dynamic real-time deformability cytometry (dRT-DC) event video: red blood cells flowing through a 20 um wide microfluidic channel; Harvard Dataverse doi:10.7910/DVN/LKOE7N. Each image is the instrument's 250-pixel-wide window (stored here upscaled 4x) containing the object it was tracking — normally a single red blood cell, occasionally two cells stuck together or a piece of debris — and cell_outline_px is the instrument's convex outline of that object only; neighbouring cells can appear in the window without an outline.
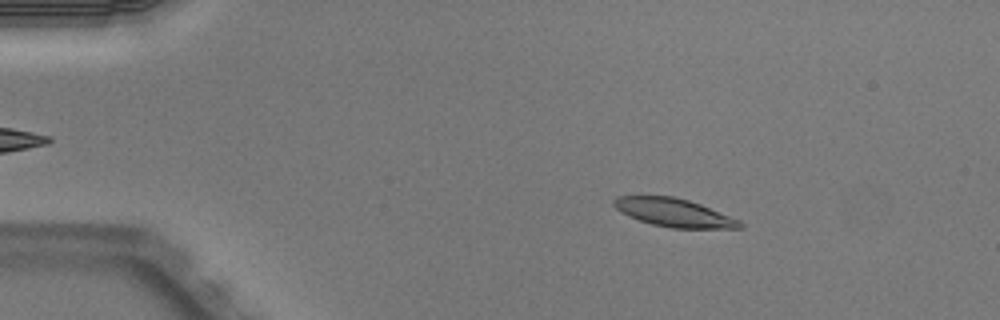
{"species": "Egyptian fruit bat (a non-hibernating species)", "species_latin": "Rousettus aegyptiacus", "temperature_condition": "warm", "stored_images_in_passage": 50, "camera_frame_rate_fps": 3000, "um_per_image_px": 0.085, "animal": {"sex": "male"}, "frame": {"image": 1, "passage_image": 8, "time_ms": 2.333, "image_size_px": [1000, 320], "cell_outline_px": [[744, 224], [740, 228], [672, 228], [652, 224], [640, 220], [620, 212], [612, 204], [612, 200], [616, 196], [672, 196], [688, 200], [700, 204], [740, 220]], "centroid_in_image_um": [57.27, 18.07], "position_along_channel_um": 27.7, "area_um2": 20.58}}
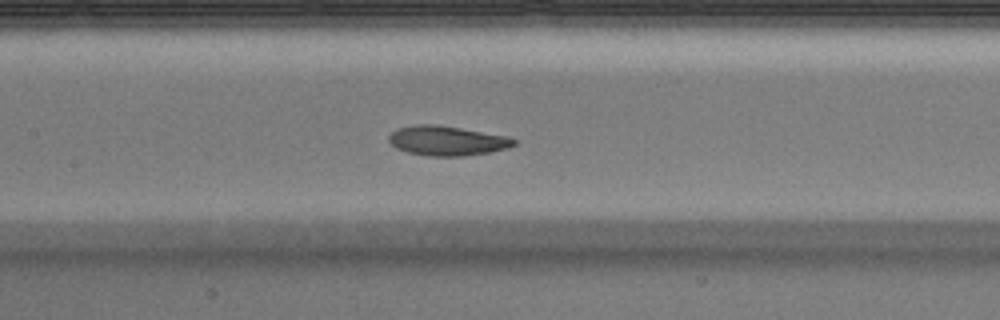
{"frame": {"image": 2, "passage_image": 24, "time_ms": 7.667, "image_size_px": [1000, 320], "cell_outline_px": [[516, 144], [492, 152], [464, 156], [428, 156], [408, 152], [396, 148], [388, 140], [388, 136], [396, 128], [416, 124], [436, 124], [508, 136], [516, 140]], "centroid_in_image_um": [37.97, 11.96], "position_along_channel_um": 169.4, "area_um2": 21.62}}
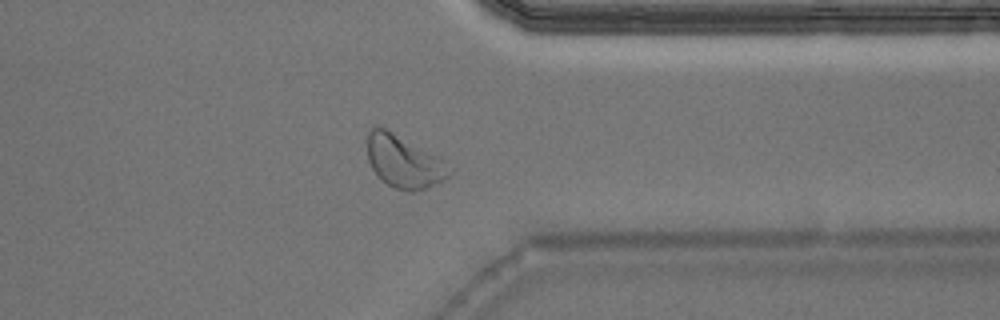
{"frame": {"image": 3, "passage_image": 40, "time_ms": 13.0, "image_size_px": [1000, 320], "cell_outline_px": [[452, 168], [448, 176], [444, 180], [424, 188], [412, 192], [408, 192], [396, 188], [388, 184], [376, 176], [368, 160], [368, 132], [376, 124], [380, 124], [388, 128], [440, 160]], "centroid_in_image_um": [34.25, 13.72], "position_along_channel_um": 377.1, "area_um2": 24.68}, "authors_computed_cell_mechanics": {"area_um2": 21.5305, "velocity_mm_per_s": 3.9655, "shape_relaxation_time_tau1_ms": 3.3608, "shape_relaxation_time_tau2_ms": 2.978, "deformation_change_tau1": 0.1566, "deformation_change_tau2": 0.1036}}